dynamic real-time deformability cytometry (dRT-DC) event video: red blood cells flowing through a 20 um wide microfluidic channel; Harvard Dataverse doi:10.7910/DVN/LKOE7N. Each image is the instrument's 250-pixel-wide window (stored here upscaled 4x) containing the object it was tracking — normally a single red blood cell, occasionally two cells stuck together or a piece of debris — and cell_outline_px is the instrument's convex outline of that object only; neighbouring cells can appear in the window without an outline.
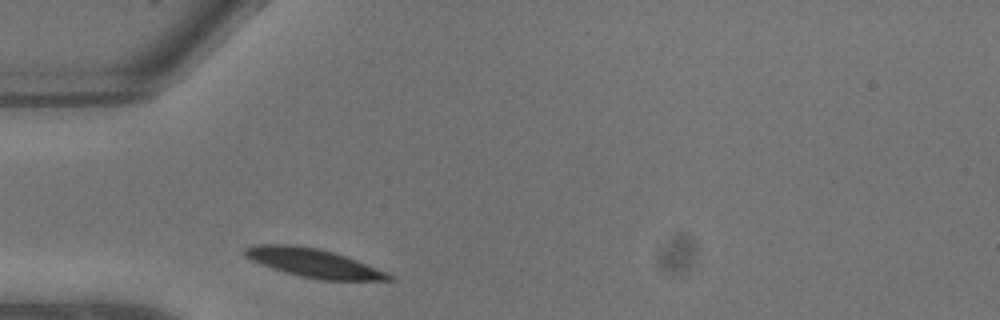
{"species": "common noctule bat (a hibernating species)", "species_latin": "Nyctalus noctula", "temperature_condition": "warm", "stored_images_in_passage": 1, "camera_frame_rate_fps": 3000, "um_per_image_px": 0.085, "animal": {"sex": "male", "body_mass_g": 13.3}, "frame": {"image": 1, "passage_image": 1, "time_ms": 0.0, "image_size_px": [1000, 320], "cell_outline_px": [[396, 280], [320, 280], [300, 276], [284, 272], [260, 264], [244, 256], [240, 252], [244, 248], [252, 244], [292, 244], [320, 248], [356, 260], [376, 268], [392, 276]], "centroid_in_image_um": [26.55, 22.33], "position_along_channel_um": 58.5, "area_um2": 24.04}}